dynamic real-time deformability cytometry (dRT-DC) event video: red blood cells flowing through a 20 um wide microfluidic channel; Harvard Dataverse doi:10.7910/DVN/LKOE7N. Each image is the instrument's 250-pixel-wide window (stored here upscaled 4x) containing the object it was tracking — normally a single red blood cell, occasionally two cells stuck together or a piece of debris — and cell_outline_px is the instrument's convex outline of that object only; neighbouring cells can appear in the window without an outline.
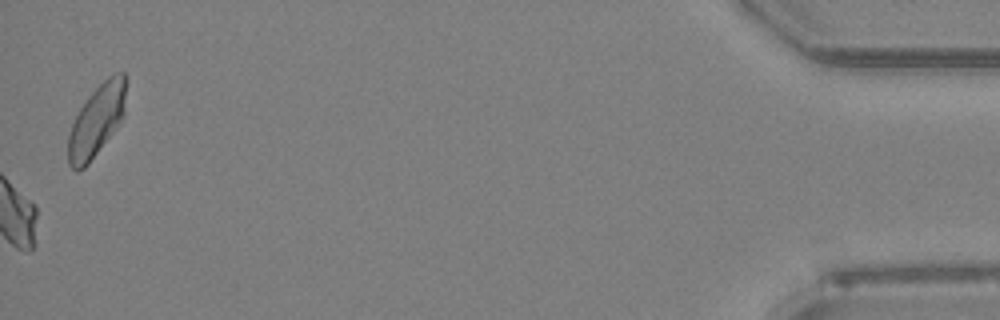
{"species": "Egyptian fruit bat (a non-hibernating species)", "species_latin": "Rousettus aegyptiacus", "temperature_condition": "room temperature", "stored_images_in_passage": 52, "camera_frame_rate_fps": 3000, "um_per_image_px": 0.085, "animal": {"sex": "female"}, "frame": {"image": 1, "passage_image": 52, "time_ms": 17.0, "image_size_px": [1000, 320], "cell_outline_px": [[124, 116], [116, 128], [88, 164], [84, 168], [76, 172], [68, 164], [68, 136], [72, 124], [80, 108], [88, 96], [112, 72], [124, 72]], "centroid_in_image_um": [8.19, 10.27], "position_along_channel_um": 427.0, "area_um2": 23.76}, "authors_computed_cell_mechanics": {"area_um2": 20.6346, "velocity_mm_per_s": 4.0006, "shape_relaxation_time_tau1_ms": null, "shape_relaxation_time_tau2_ms": 10.1641, "deformation_change_tau1": null, "deformation_change_tau2": 0.1497}}